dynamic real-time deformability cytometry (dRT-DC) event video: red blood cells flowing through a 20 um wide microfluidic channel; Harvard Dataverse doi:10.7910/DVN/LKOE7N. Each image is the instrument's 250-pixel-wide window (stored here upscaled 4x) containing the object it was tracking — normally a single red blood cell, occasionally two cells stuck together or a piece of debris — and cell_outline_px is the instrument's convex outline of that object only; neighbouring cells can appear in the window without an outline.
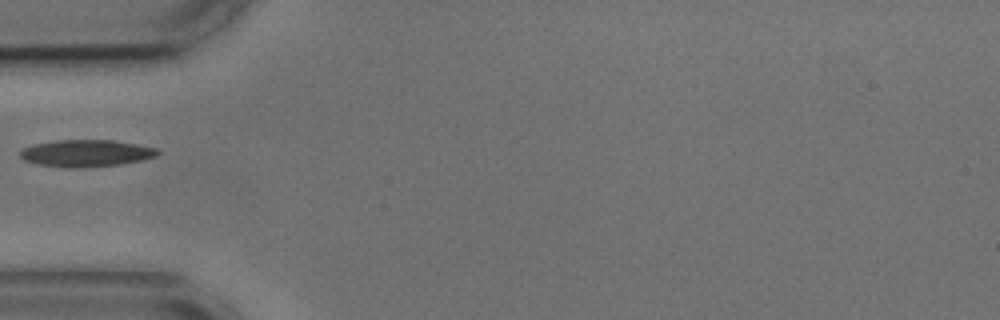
{"species": "common noctule bat (a hibernating species)", "species_latin": "Nyctalus noctula", "temperature_condition": "cold", "stored_images_in_passage": 1, "camera_frame_rate_fps": 3000, "um_per_image_px": 0.085, "animal": {"sex": "male", "body_mass_g": 17.9, "forearm_length_mm": 54.2}, "frame": {"image": 1, "passage_image": 1, "time_ms": 0.0, "image_size_px": [1000, 320], "cell_outline_px": [[160, 152], [156, 156], [144, 160], [120, 164], [40, 164], [24, 160], [20, 156], [20, 152], [24, 148], [32, 144], [56, 140], [112, 140], [136, 144], [156, 148]], "centroid_in_image_um": [7.38, 12.95], "position_along_channel_um": 77.6, "area_um2": 20.23}}